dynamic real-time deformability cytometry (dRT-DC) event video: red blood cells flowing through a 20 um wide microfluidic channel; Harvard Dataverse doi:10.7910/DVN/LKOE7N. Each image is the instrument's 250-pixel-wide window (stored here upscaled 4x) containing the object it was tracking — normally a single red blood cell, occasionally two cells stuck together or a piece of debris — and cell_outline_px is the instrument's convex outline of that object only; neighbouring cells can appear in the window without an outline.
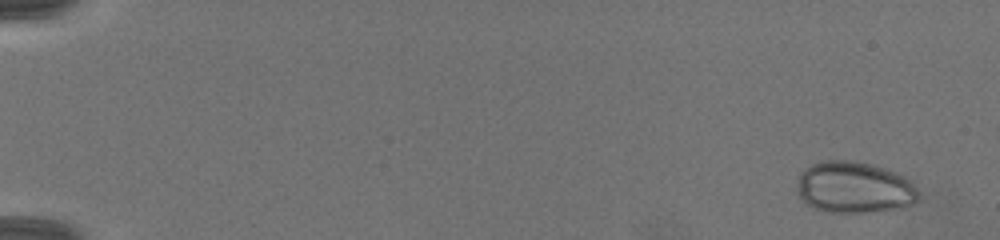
{"species": "common noctule bat (a hibernating species)", "species_latin": "Nyctalus noctula", "temperature_condition": "warm", "stored_images_in_passage": 21, "camera_frame_rate_fps": 3000, "um_per_image_px": 0.085, "animal": {"sex": "female", "body_mass_g": 19.5, "forearm_length_mm": 54.1}, "frame": {"image": 1, "passage_image": 5, "time_ms": 1.0, "image_size_px": [1000, 240], "cell_outline_px": [[916, 200], [912, 204], [904, 208], [868, 212], [828, 212], [804, 204], [796, 192], [796, 188], [800, 172], [804, 168], [820, 160], [856, 160], [876, 164], [888, 168], [904, 176], [916, 188]], "centroid_in_image_um": [72.56, 15.91], "position_along_channel_um": 12.4, "area_um2": 36.99}}